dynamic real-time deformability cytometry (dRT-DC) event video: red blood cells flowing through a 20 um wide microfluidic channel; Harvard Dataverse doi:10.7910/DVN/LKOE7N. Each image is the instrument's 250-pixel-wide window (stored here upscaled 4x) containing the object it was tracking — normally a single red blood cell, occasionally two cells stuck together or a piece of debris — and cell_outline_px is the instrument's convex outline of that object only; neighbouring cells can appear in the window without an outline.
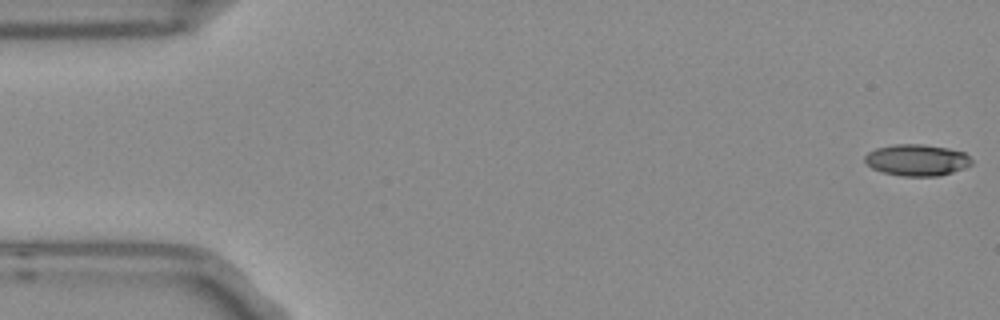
{"species": "Egyptian fruit bat (a non-hibernating species)", "species_latin": "Rousettus aegyptiacus", "temperature_condition": "room temperature", "stored_images_in_passage": 4, "camera_frame_rate_fps": 3000, "um_per_image_px": 0.085, "frame": {"image": 1, "passage_image": 1, "time_ms": 0.0, "image_size_px": [1000, 320], "cell_outline_px": [[972, 164], [964, 168], [940, 176], [900, 176], [884, 172], [872, 168], [864, 160], [864, 156], [868, 152], [876, 148], [896, 144], [920, 144], [948, 148], [964, 152], [972, 160]], "centroid_in_image_um": [77.94, 13.6], "position_along_channel_um": 7.1, "area_um2": 19.54}}
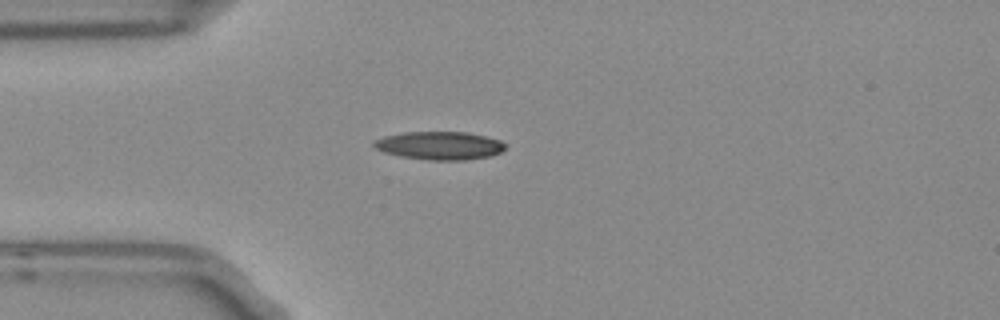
{"frame": {"image": 2, "passage_image": 4, "time_ms": 1.0, "image_size_px": [1000, 320], "cell_outline_px": [[504, 148], [500, 152], [492, 156], [464, 160], [428, 160], [400, 156], [384, 152], [376, 148], [372, 144], [372, 140], [384, 136], [404, 132], [468, 132], [500, 140], [504, 144]], "centroid_in_image_um": [37.33, 12.37], "position_along_channel_um": 47.7, "area_um2": 21.56}}